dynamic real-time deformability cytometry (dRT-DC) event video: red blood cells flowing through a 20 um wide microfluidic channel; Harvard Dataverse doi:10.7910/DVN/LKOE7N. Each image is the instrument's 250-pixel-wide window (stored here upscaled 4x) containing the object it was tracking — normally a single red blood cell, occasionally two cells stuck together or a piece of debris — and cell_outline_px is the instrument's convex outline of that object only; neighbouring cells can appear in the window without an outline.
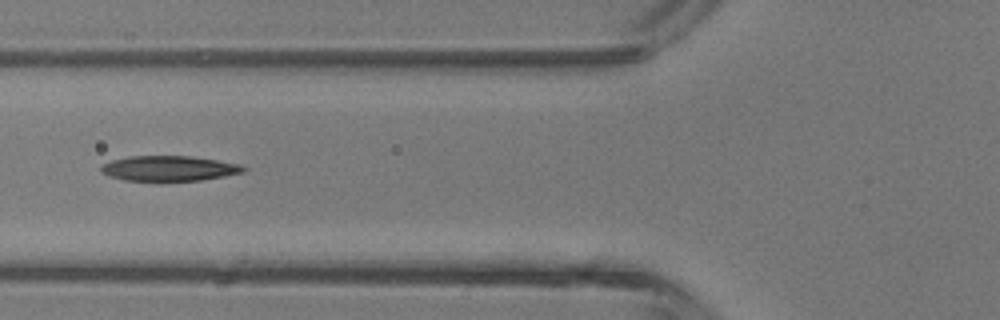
{"species": "common noctule bat (a hibernating species)", "species_latin": "Nyctalus noctula", "temperature_condition": "room temperature", "stored_images_in_passage": 28, "camera_frame_rate_fps": 3000, "um_per_image_px": 0.085, "animal": {"sex": "male", "body_mass_g": 13.3}, "frame": {"image": 1, "passage_image": 5, "time_ms": 1.333, "image_size_px": [1000, 320], "cell_outline_px": [[248, 168], [244, 172], [224, 176], [200, 180], [124, 180], [108, 176], [100, 172], [100, 164], [112, 160], [128, 156], [192, 156], [240, 164]], "centroid_in_image_um": [14.34, 14.3], "position_along_channel_um": 111.5, "area_um2": 20.87}}
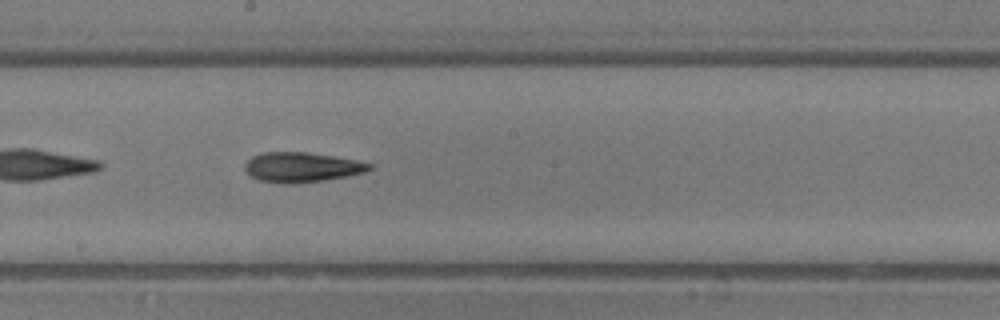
{"frame": {"image": 2, "passage_image": 12, "time_ms": 3.667, "image_size_px": [1000, 320], "cell_outline_px": [[372, 168], [364, 172], [348, 176], [324, 180], [284, 184], [260, 180], [252, 176], [244, 168], [244, 164], [252, 156], [260, 152], [308, 152], [332, 156], [372, 164]], "centroid_in_image_um": [25.61, 14.2], "position_along_channel_um": 222.6, "area_um2": 21.39}}
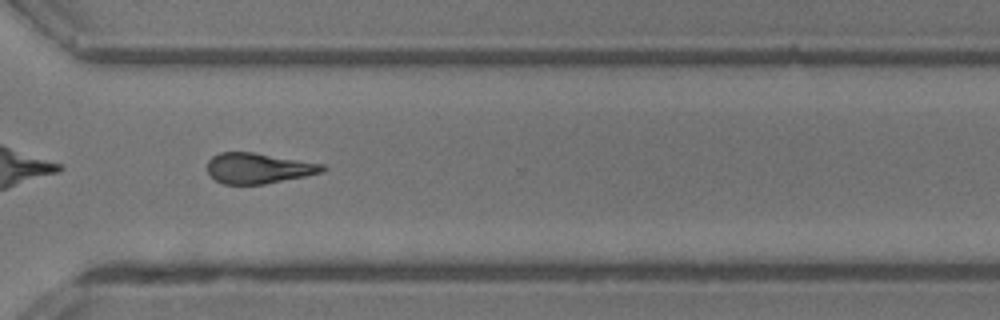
{"frame": {"image": 3, "passage_image": 20, "time_ms": 6.333, "image_size_px": [1000, 320], "cell_outline_px": [[324, 168], [320, 172], [304, 176], [264, 184], [224, 184], [216, 180], [208, 172], [208, 160], [212, 156], [220, 152], [252, 152], [324, 164]], "centroid_in_image_um": [21.91, 14.29], "position_along_channel_um": 348.7, "area_um2": 20.11}}